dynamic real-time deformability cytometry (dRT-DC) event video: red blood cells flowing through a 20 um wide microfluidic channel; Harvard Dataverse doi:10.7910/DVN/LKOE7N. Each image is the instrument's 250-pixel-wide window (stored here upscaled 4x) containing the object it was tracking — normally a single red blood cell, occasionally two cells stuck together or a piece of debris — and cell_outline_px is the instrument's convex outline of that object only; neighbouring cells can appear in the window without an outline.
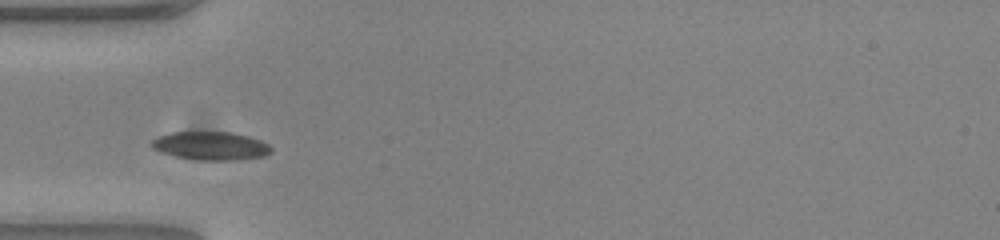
{"species": "common noctule bat (a hibernating species)", "species_latin": "Nyctalus noctula", "temperature_condition": "warm", "stored_images_in_passage": 29, "camera_frame_rate_fps": 3000, "um_per_image_px": 0.085, "animal": {"sex": "female", "body_mass_g": 23.0, "forearm_length_mm": 53.4}, "frame": {"image": 1, "passage_image": 1, "time_ms": 0.0, "image_size_px": [1000, 240], "cell_outline_px": [[272, 152], [264, 156], [236, 160], [200, 160], [176, 156], [160, 152], [152, 148], [152, 140], [156, 136], [172, 132], [232, 132], [248, 136], [260, 140], [268, 144], [272, 148]], "centroid_in_image_um": [17.91, 12.39], "position_along_channel_um": 67.1, "area_um2": 19.77}}
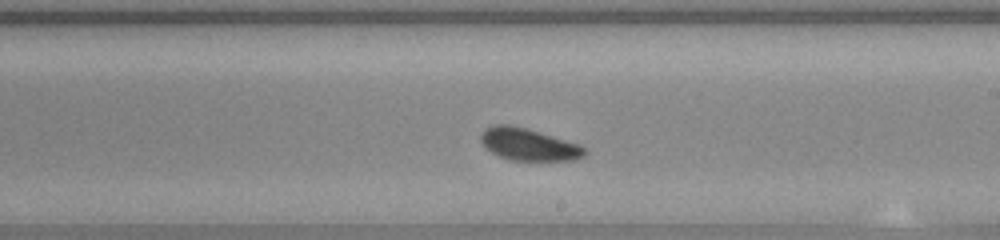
{"frame": {"image": 2, "passage_image": 15, "time_ms": 4.667, "image_size_px": [1000, 240], "cell_outline_px": [[588, 152], [584, 156], [572, 160], [512, 160], [500, 156], [492, 152], [480, 140], [480, 136], [484, 128], [492, 124], [508, 124], [524, 128], [580, 144]], "centroid_in_image_um": [44.92, 12.27], "position_along_channel_um": 244.1, "area_um2": 19.19}}
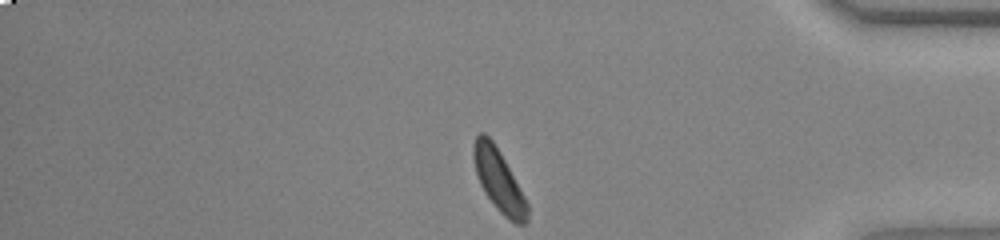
{"frame": {"image": 3, "passage_image": 29, "time_ms": 9.333, "image_size_px": [1000, 240], "cell_outline_px": [[528, 220], [524, 224], [516, 224], [508, 220], [496, 208], [484, 192], [480, 184], [476, 172], [472, 156], [472, 144], [476, 136], [480, 132], [484, 132], [492, 140], [500, 152], [524, 196], [528, 204]], "centroid_in_image_um": [42.37, 15.33], "position_along_channel_um": 392.8, "area_um2": 19.42}, "authors_computed_cell_mechanics": {"area_um2": 19.2474, "velocity_mm_per_s": 3.7969, "shape_relaxation_time_tau1_ms": 1.2751, "shape_relaxation_time_tau2_ms": 9.3935, "deformation_change_tau1": 0.0555, "deformation_change_tau2": 0.1461}}